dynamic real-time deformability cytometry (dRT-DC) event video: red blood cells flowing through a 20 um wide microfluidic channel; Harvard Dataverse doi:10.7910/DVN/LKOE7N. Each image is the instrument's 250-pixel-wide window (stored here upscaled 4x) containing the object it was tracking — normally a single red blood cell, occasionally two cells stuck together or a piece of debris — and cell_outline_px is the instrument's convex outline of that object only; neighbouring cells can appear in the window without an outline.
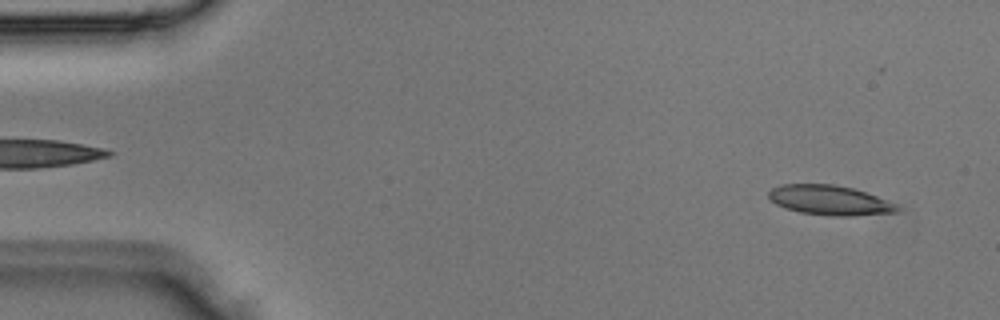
{"species": "Egyptian fruit bat (a non-hibernating species)", "species_latin": "Rousettus aegyptiacus", "temperature_condition": "room temperature", "stored_images_in_passage": 3, "camera_frame_rate_fps": 3000, "um_per_image_px": 0.085, "animal": {"sex": "male"}, "frame": {"image": 1, "passage_image": 3, "time_ms": 0.667, "image_size_px": [1000, 320], "cell_outline_px": [[900, 212], [852, 216], [836, 216], [800, 212], [784, 208], [776, 204], [768, 196], [768, 192], [772, 188], [780, 184], [832, 184], [852, 188], [876, 196], [896, 204], [900, 208]], "centroid_in_image_um": [70.52, 17.02], "position_along_channel_um": 14.5, "area_um2": 22.2}}